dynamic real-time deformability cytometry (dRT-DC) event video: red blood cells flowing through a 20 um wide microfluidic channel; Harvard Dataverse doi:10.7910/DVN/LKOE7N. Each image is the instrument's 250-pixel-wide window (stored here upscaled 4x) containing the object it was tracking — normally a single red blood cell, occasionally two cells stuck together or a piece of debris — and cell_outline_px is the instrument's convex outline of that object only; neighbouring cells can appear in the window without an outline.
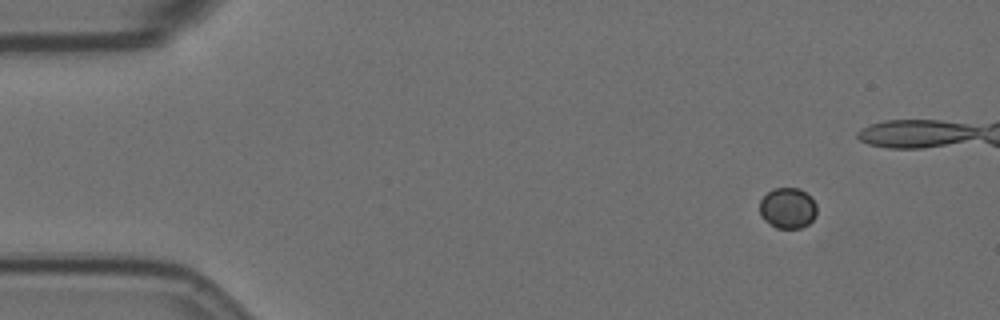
{"species": "Egyptian fruit bat (a non-hibernating species)", "species_latin": "Rousettus aegyptiacus", "temperature_condition": "room temperature", "stored_images_in_passage": 53, "camera_frame_rate_fps": 3000, "um_per_image_px": 0.085, "animal": {"sex": "female"}, "frame": {"image": 1, "passage_image": 1, "time_ms": 0.0, "image_size_px": [1000, 320], "cell_outline_px": [[816, 216], [808, 224], [800, 228], [776, 228], [764, 220], [760, 216], [760, 200], [772, 188], [800, 188], [816, 204]], "centroid_in_image_um": [66.93, 17.69], "position_along_channel_um": 18.1, "area_um2": 13.53}}
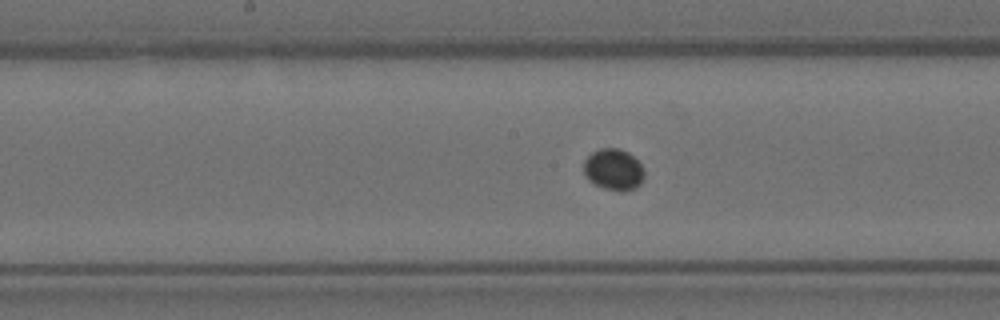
{"frame": {"image": 2, "passage_image": 24, "time_ms": 7.667, "image_size_px": [1000, 320], "cell_outline_px": [[644, 180], [636, 188], [624, 192], [620, 192], [604, 188], [588, 180], [584, 172], [584, 160], [592, 152], [600, 148], [620, 148], [628, 152], [640, 164], [644, 172]], "centroid_in_image_um": [52.16, 14.42], "position_along_channel_um": 196.0, "area_um2": 14.68}}
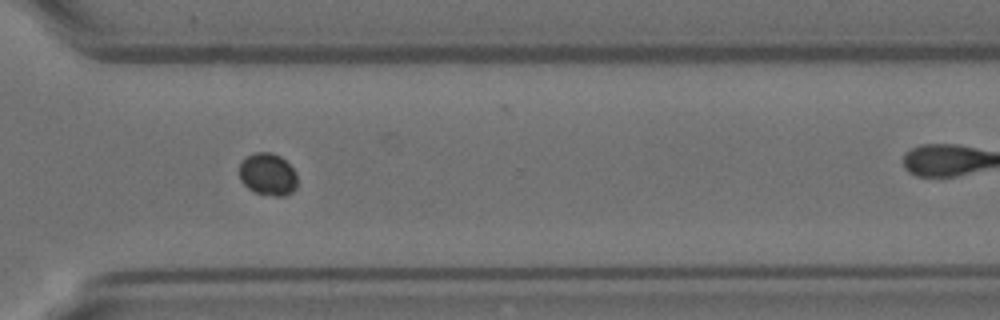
{"frame": {"image": 3, "passage_image": 37, "time_ms": 12.0, "image_size_px": [1000, 320], "cell_outline_px": [[296, 188], [292, 192], [284, 196], [272, 196], [256, 192], [248, 188], [240, 180], [240, 164], [248, 156], [256, 152], [272, 152], [280, 156], [292, 168], [296, 176]], "centroid_in_image_um": [22.77, 14.83], "position_along_channel_um": 347.8, "area_um2": 14.1}}